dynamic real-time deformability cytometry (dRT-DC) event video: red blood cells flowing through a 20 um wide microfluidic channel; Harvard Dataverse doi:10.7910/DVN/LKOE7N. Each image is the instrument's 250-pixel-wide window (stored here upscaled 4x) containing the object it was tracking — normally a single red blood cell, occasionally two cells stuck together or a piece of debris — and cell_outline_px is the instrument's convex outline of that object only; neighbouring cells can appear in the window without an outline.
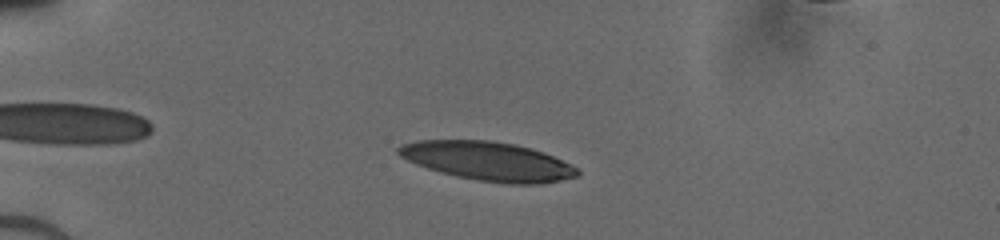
{"species": "human", "species_latin": "Homo sapiens", "temperature_condition": "cold", "stored_images_in_passage": 45, "camera_frame_rate_fps": 3000, "um_per_image_px": 0.085, "donor": {"sex": "male"}, "frame": {"image": 1, "passage_image": 9, "time_ms": 2.667, "image_size_px": [1000, 240], "cell_outline_px": [[580, 176], [560, 180], [536, 184], [508, 184], [480, 180], [456, 176], [440, 172], [416, 164], [400, 156], [396, 152], [396, 148], [400, 144], [416, 140], [492, 140], [512, 144], [544, 152], [576, 168], [580, 172]], "centroid_in_image_um": [41.43, 13.69], "position_along_channel_um": 43.6, "area_um2": 40.23}}
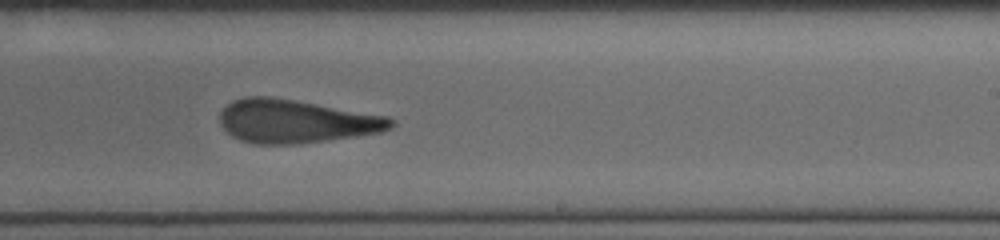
{"frame": {"image": 2, "passage_image": 28, "time_ms": 9.0, "image_size_px": [1000, 240], "cell_outline_px": [[396, 124], [392, 128], [380, 132], [360, 136], [292, 144], [256, 144], [240, 140], [232, 136], [220, 124], [220, 112], [232, 100], [244, 96], [268, 96], [388, 116], [396, 120]], "centroid_in_image_um": [25.16, 10.31], "position_along_channel_um": 263.8, "area_um2": 43.12}}
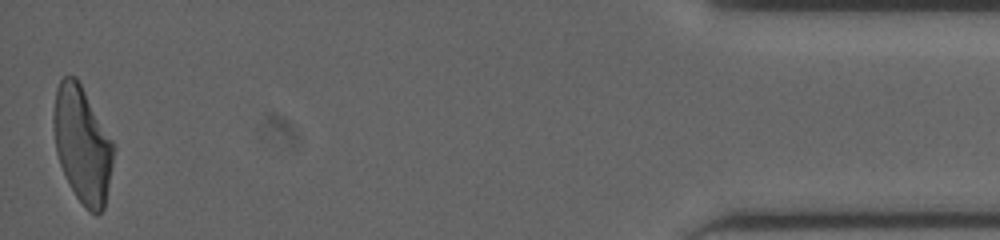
{"frame": {"image": 3, "passage_image": 45, "time_ms": 14.667, "image_size_px": [1000, 240], "cell_outline_px": [[112, 164], [104, 208], [96, 216], [88, 212], [84, 208], [76, 196], [60, 164], [56, 152], [52, 124], [52, 116], [56, 88], [60, 80], [64, 76], [76, 76], [112, 140]], "centroid_in_image_um": [6.96, 12.28], "position_along_channel_um": 428.2, "area_um2": 40.17}}